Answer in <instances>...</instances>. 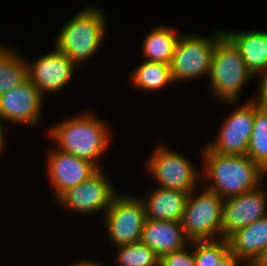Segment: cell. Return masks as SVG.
Wrapping results in <instances>:
<instances>
[{
    "mask_svg": "<svg viewBox=\"0 0 267 266\" xmlns=\"http://www.w3.org/2000/svg\"><path fill=\"white\" fill-rule=\"evenodd\" d=\"M106 20L101 9L93 6L83 9L60 28L55 48L65 53L76 66L81 65L92 58L102 44Z\"/></svg>",
    "mask_w": 267,
    "mask_h": 266,
    "instance_id": "obj_3",
    "label": "cell"
},
{
    "mask_svg": "<svg viewBox=\"0 0 267 266\" xmlns=\"http://www.w3.org/2000/svg\"><path fill=\"white\" fill-rule=\"evenodd\" d=\"M192 244L196 247L192 249L195 266H217L222 258L229 252L227 238L192 241L191 245Z\"/></svg>",
    "mask_w": 267,
    "mask_h": 266,
    "instance_id": "obj_24",
    "label": "cell"
},
{
    "mask_svg": "<svg viewBox=\"0 0 267 266\" xmlns=\"http://www.w3.org/2000/svg\"><path fill=\"white\" fill-rule=\"evenodd\" d=\"M227 241L229 251L242 260V264L251 266L267 247V216L234 231Z\"/></svg>",
    "mask_w": 267,
    "mask_h": 266,
    "instance_id": "obj_16",
    "label": "cell"
},
{
    "mask_svg": "<svg viewBox=\"0 0 267 266\" xmlns=\"http://www.w3.org/2000/svg\"><path fill=\"white\" fill-rule=\"evenodd\" d=\"M243 262L230 251L222 258L217 266H238ZM240 263V264H239Z\"/></svg>",
    "mask_w": 267,
    "mask_h": 266,
    "instance_id": "obj_27",
    "label": "cell"
},
{
    "mask_svg": "<svg viewBox=\"0 0 267 266\" xmlns=\"http://www.w3.org/2000/svg\"><path fill=\"white\" fill-rule=\"evenodd\" d=\"M149 157L146 166L151 176L158 181L159 187L188 194L196 190L198 181H201V172L186 156L169 150L165 145H158Z\"/></svg>",
    "mask_w": 267,
    "mask_h": 266,
    "instance_id": "obj_7",
    "label": "cell"
},
{
    "mask_svg": "<svg viewBox=\"0 0 267 266\" xmlns=\"http://www.w3.org/2000/svg\"><path fill=\"white\" fill-rule=\"evenodd\" d=\"M27 66L28 78L44 97L45 93L61 91L71 80L76 65L65 53L54 48Z\"/></svg>",
    "mask_w": 267,
    "mask_h": 266,
    "instance_id": "obj_14",
    "label": "cell"
},
{
    "mask_svg": "<svg viewBox=\"0 0 267 266\" xmlns=\"http://www.w3.org/2000/svg\"><path fill=\"white\" fill-rule=\"evenodd\" d=\"M154 189L148 197L140 198L145 208L146 219L181 222L189 194L161 187Z\"/></svg>",
    "mask_w": 267,
    "mask_h": 266,
    "instance_id": "obj_17",
    "label": "cell"
},
{
    "mask_svg": "<svg viewBox=\"0 0 267 266\" xmlns=\"http://www.w3.org/2000/svg\"><path fill=\"white\" fill-rule=\"evenodd\" d=\"M246 155L267 173V109L255 102L253 131Z\"/></svg>",
    "mask_w": 267,
    "mask_h": 266,
    "instance_id": "obj_22",
    "label": "cell"
},
{
    "mask_svg": "<svg viewBox=\"0 0 267 266\" xmlns=\"http://www.w3.org/2000/svg\"><path fill=\"white\" fill-rule=\"evenodd\" d=\"M249 100L225 118L215 142L206 145L210 151L222 155H246L255 114V101L253 98Z\"/></svg>",
    "mask_w": 267,
    "mask_h": 266,
    "instance_id": "obj_10",
    "label": "cell"
},
{
    "mask_svg": "<svg viewBox=\"0 0 267 266\" xmlns=\"http://www.w3.org/2000/svg\"><path fill=\"white\" fill-rule=\"evenodd\" d=\"M194 191L189 193L181 220L187 239L192 242L222 238L224 200L207 188L196 196Z\"/></svg>",
    "mask_w": 267,
    "mask_h": 266,
    "instance_id": "obj_5",
    "label": "cell"
},
{
    "mask_svg": "<svg viewBox=\"0 0 267 266\" xmlns=\"http://www.w3.org/2000/svg\"><path fill=\"white\" fill-rule=\"evenodd\" d=\"M223 32L239 50L246 67L253 75H259L260 72L267 69V32Z\"/></svg>",
    "mask_w": 267,
    "mask_h": 266,
    "instance_id": "obj_18",
    "label": "cell"
},
{
    "mask_svg": "<svg viewBox=\"0 0 267 266\" xmlns=\"http://www.w3.org/2000/svg\"><path fill=\"white\" fill-rule=\"evenodd\" d=\"M69 266H104V265H101L100 263L98 262H94V261H89V260H84V261H80V262H77V263H73L72 265H69Z\"/></svg>",
    "mask_w": 267,
    "mask_h": 266,
    "instance_id": "obj_29",
    "label": "cell"
},
{
    "mask_svg": "<svg viewBox=\"0 0 267 266\" xmlns=\"http://www.w3.org/2000/svg\"><path fill=\"white\" fill-rule=\"evenodd\" d=\"M141 241L151 248L159 258L186 247L190 242L181 222L146 219Z\"/></svg>",
    "mask_w": 267,
    "mask_h": 266,
    "instance_id": "obj_15",
    "label": "cell"
},
{
    "mask_svg": "<svg viewBox=\"0 0 267 266\" xmlns=\"http://www.w3.org/2000/svg\"><path fill=\"white\" fill-rule=\"evenodd\" d=\"M180 36L165 25L154 28L142 44L145 61L170 64Z\"/></svg>",
    "mask_w": 267,
    "mask_h": 266,
    "instance_id": "obj_19",
    "label": "cell"
},
{
    "mask_svg": "<svg viewBox=\"0 0 267 266\" xmlns=\"http://www.w3.org/2000/svg\"><path fill=\"white\" fill-rule=\"evenodd\" d=\"M159 266H195L193 252L184 247L168 253L160 258Z\"/></svg>",
    "mask_w": 267,
    "mask_h": 266,
    "instance_id": "obj_25",
    "label": "cell"
},
{
    "mask_svg": "<svg viewBox=\"0 0 267 266\" xmlns=\"http://www.w3.org/2000/svg\"><path fill=\"white\" fill-rule=\"evenodd\" d=\"M108 129L103 120L85 113L63 120L51 127L48 134L58 144V150L88 160L101 169L97 164L110 145Z\"/></svg>",
    "mask_w": 267,
    "mask_h": 266,
    "instance_id": "obj_2",
    "label": "cell"
},
{
    "mask_svg": "<svg viewBox=\"0 0 267 266\" xmlns=\"http://www.w3.org/2000/svg\"><path fill=\"white\" fill-rule=\"evenodd\" d=\"M3 119H2V117H1V115H0V151L1 150H3V148H4V144H5V138H4V129H3V127H2V123H3V121H2Z\"/></svg>",
    "mask_w": 267,
    "mask_h": 266,
    "instance_id": "obj_30",
    "label": "cell"
},
{
    "mask_svg": "<svg viewBox=\"0 0 267 266\" xmlns=\"http://www.w3.org/2000/svg\"><path fill=\"white\" fill-rule=\"evenodd\" d=\"M202 153L205 167L201 178L205 183L210 181L206 188L223 200L258 188L266 174L247 155H222L206 146Z\"/></svg>",
    "mask_w": 267,
    "mask_h": 266,
    "instance_id": "obj_1",
    "label": "cell"
},
{
    "mask_svg": "<svg viewBox=\"0 0 267 266\" xmlns=\"http://www.w3.org/2000/svg\"><path fill=\"white\" fill-rule=\"evenodd\" d=\"M212 94L228 106L236 104L246 82L254 79L239 50L224 35L215 45L209 69Z\"/></svg>",
    "mask_w": 267,
    "mask_h": 266,
    "instance_id": "obj_4",
    "label": "cell"
},
{
    "mask_svg": "<svg viewBox=\"0 0 267 266\" xmlns=\"http://www.w3.org/2000/svg\"><path fill=\"white\" fill-rule=\"evenodd\" d=\"M261 185L240 195L224 199L222 238L267 216V194Z\"/></svg>",
    "mask_w": 267,
    "mask_h": 266,
    "instance_id": "obj_12",
    "label": "cell"
},
{
    "mask_svg": "<svg viewBox=\"0 0 267 266\" xmlns=\"http://www.w3.org/2000/svg\"><path fill=\"white\" fill-rule=\"evenodd\" d=\"M212 35L211 38L189 34L180 36L170 62L174 83L209 75L215 45L224 32L217 29Z\"/></svg>",
    "mask_w": 267,
    "mask_h": 266,
    "instance_id": "obj_6",
    "label": "cell"
},
{
    "mask_svg": "<svg viewBox=\"0 0 267 266\" xmlns=\"http://www.w3.org/2000/svg\"><path fill=\"white\" fill-rule=\"evenodd\" d=\"M251 266H267V247Z\"/></svg>",
    "mask_w": 267,
    "mask_h": 266,
    "instance_id": "obj_28",
    "label": "cell"
},
{
    "mask_svg": "<svg viewBox=\"0 0 267 266\" xmlns=\"http://www.w3.org/2000/svg\"><path fill=\"white\" fill-rule=\"evenodd\" d=\"M105 176L102 169H99L89 179L66 190L54 200L77 213L95 214L103 209L105 214L117 196V191Z\"/></svg>",
    "mask_w": 267,
    "mask_h": 266,
    "instance_id": "obj_9",
    "label": "cell"
},
{
    "mask_svg": "<svg viewBox=\"0 0 267 266\" xmlns=\"http://www.w3.org/2000/svg\"><path fill=\"white\" fill-rule=\"evenodd\" d=\"M43 99L36 85L27 78L0 95V115L3 121L37 127L41 119Z\"/></svg>",
    "mask_w": 267,
    "mask_h": 266,
    "instance_id": "obj_11",
    "label": "cell"
},
{
    "mask_svg": "<svg viewBox=\"0 0 267 266\" xmlns=\"http://www.w3.org/2000/svg\"><path fill=\"white\" fill-rule=\"evenodd\" d=\"M104 219L106 232L114 247L141 241L146 213L139 197L117 195Z\"/></svg>",
    "mask_w": 267,
    "mask_h": 266,
    "instance_id": "obj_8",
    "label": "cell"
},
{
    "mask_svg": "<svg viewBox=\"0 0 267 266\" xmlns=\"http://www.w3.org/2000/svg\"><path fill=\"white\" fill-rule=\"evenodd\" d=\"M260 76H262L260 89H259V97L253 100L258 104L259 107L267 109V69L260 72Z\"/></svg>",
    "mask_w": 267,
    "mask_h": 266,
    "instance_id": "obj_26",
    "label": "cell"
},
{
    "mask_svg": "<svg viewBox=\"0 0 267 266\" xmlns=\"http://www.w3.org/2000/svg\"><path fill=\"white\" fill-rule=\"evenodd\" d=\"M48 159L47 174L56 199L63 192L83 183L99 170L90 161L77 158L71 153L58 150L56 147L51 150Z\"/></svg>",
    "mask_w": 267,
    "mask_h": 266,
    "instance_id": "obj_13",
    "label": "cell"
},
{
    "mask_svg": "<svg viewBox=\"0 0 267 266\" xmlns=\"http://www.w3.org/2000/svg\"><path fill=\"white\" fill-rule=\"evenodd\" d=\"M11 49L9 46H0V95L20 85L28 78L29 61Z\"/></svg>",
    "mask_w": 267,
    "mask_h": 266,
    "instance_id": "obj_20",
    "label": "cell"
},
{
    "mask_svg": "<svg viewBox=\"0 0 267 266\" xmlns=\"http://www.w3.org/2000/svg\"><path fill=\"white\" fill-rule=\"evenodd\" d=\"M132 82L137 88L154 91L174 84L170 64L144 61L132 72Z\"/></svg>",
    "mask_w": 267,
    "mask_h": 266,
    "instance_id": "obj_21",
    "label": "cell"
},
{
    "mask_svg": "<svg viewBox=\"0 0 267 266\" xmlns=\"http://www.w3.org/2000/svg\"><path fill=\"white\" fill-rule=\"evenodd\" d=\"M120 266H159L160 258L142 241L116 247Z\"/></svg>",
    "mask_w": 267,
    "mask_h": 266,
    "instance_id": "obj_23",
    "label": "cell"
}]
</instances>
